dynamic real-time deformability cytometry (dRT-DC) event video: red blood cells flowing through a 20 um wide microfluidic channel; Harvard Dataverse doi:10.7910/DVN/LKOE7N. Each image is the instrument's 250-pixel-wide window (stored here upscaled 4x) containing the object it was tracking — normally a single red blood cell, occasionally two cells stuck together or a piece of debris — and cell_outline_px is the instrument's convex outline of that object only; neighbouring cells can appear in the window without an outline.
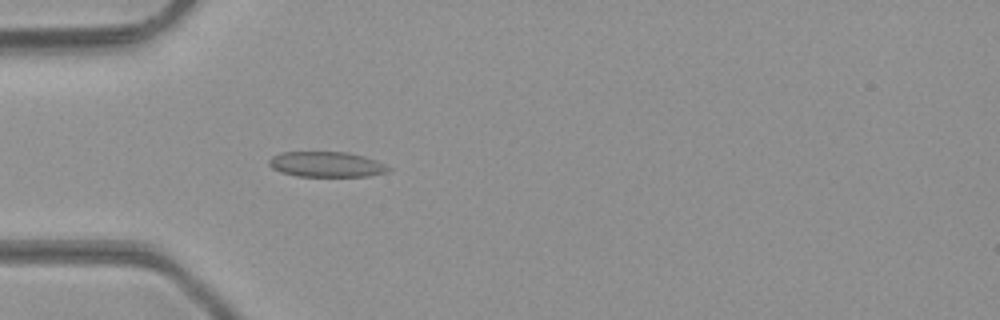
{"species": "common noctule bat (a hibernating species)", "species_latin": "Nyctalus noctula", "temperature_condition": "room temperature", "stored_images_in_passage": 37, "camera_frame_rate_fps": 3000, "um_per_image_px": 0.085, "animal": {"sex": "male", "body_mass_g": 23.1, "forearm_length_mm": 52.7}, "frame": {"image": 1, "passage_image": 4, "time_ms": 1.0, "image_size_px": [1000, 320], "cell_outline_px": [[392, 168], [388, 172], [368, 176], [296, 176], [280, 172], [272, 168], [268, 164], [268, 160], [272, 156], [280, 152], [348, 152], [364, 156], [376, 160]], "centroid_in_image_um": [27.73, 13.97], "position_along_channel_um": 57.3, "area_um2": 17.74}}
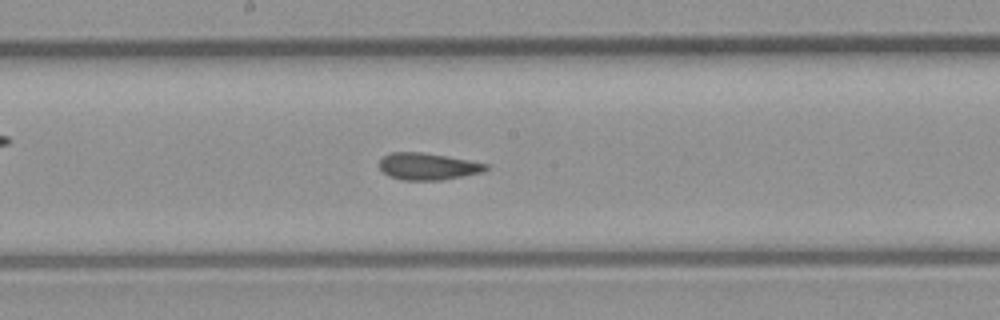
{"frame": {"image": 2, "passage_image": 15, "time_ms": 4.667, "image_size_px": [1000, 320], "cell_outline_px": [[488, 168], [484, 172], [464, 176], [440, 180], [404, 180], [388, 176], [380, 168], [380, 160], [384, 156], [392, 152], [424, 152], [448, 156], [488, 164]], "centroid_in_image_um": [36.38, 14.14], "position_along_channel_um": 211.8, "area_um2": 16.7}}
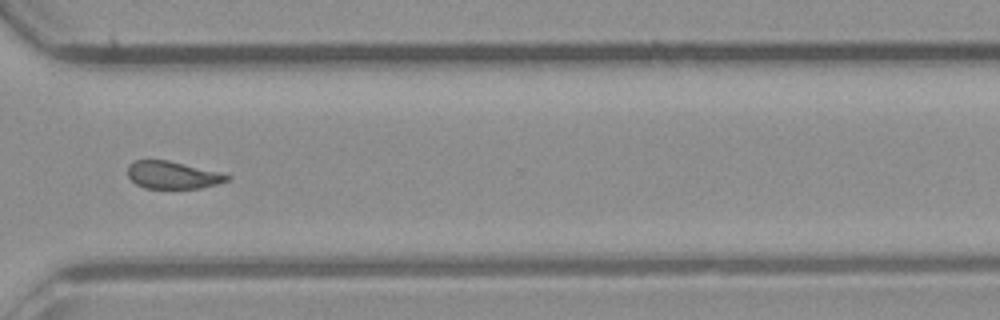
{"frame": {"image": 3, "passage_image": 25, "time_ms": 8.0, "image_size_px": [1000, 320], "cell_outline_px": [[232, 176], [228, 180], [216, 184], [200, 188], [144, 188], [136, 184], [128, 176], [128, 164], [136, 160], [168, 160]], "centroid_in_image_um": [14.62, 14.88], "position_along_channel_um": 356.0, "area_um2": 15.61}, "authors_computed_cell_mechanics": {"area_um2": 16.9354, "velocity_mm_per_s": 4.3308, "shape_relaxation_time_tau1_ms": null, "shape_relaxation_time_tau2_ms": 2.4885, "deformation_change_tau1": null, "deformation_change_tau2": 0.0621}}